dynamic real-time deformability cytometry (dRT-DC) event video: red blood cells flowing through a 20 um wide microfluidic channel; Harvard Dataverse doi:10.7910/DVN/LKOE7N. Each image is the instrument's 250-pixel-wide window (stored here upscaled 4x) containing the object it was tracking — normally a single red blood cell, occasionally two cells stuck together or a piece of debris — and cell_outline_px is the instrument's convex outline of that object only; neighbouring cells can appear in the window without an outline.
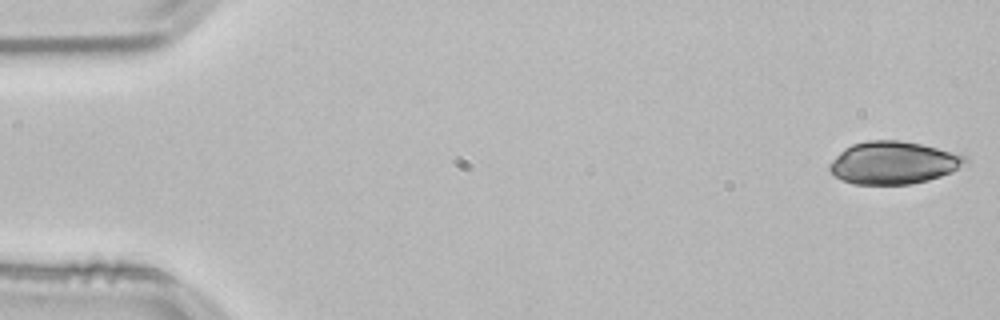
{"species": "common noctule bat (a hibernating species)", "species_latin": "Nyctalus noctula", "temperature_condition": "room temperature", "stored_images_in_passage": 52, "camera_frame_rate_fps": 3000, "um_per_image_px": 0.085, "animal": {"sex": "male", "body_mass_g": 21.5, "forearm_length_mm": 52.0}, "frame": {"image": 1, "passage_image": 1, "time_ms": 0.0, "image_size_px": [1000, 320], "cell_outline_px": [[968, 164], [952, 172], [928, 180], [912, 184], [852, 184], [840, 180], [828, 168], [832, 160], [844, 148], [852, 144], [868, 140], [900, 140], [920, 144], [936, 148], [964, 156], [968, 160]], "centroid_in_image_um": [75.92, 13.84], "position_along_channel_um": 9.1, "area_um2": 33.58}}